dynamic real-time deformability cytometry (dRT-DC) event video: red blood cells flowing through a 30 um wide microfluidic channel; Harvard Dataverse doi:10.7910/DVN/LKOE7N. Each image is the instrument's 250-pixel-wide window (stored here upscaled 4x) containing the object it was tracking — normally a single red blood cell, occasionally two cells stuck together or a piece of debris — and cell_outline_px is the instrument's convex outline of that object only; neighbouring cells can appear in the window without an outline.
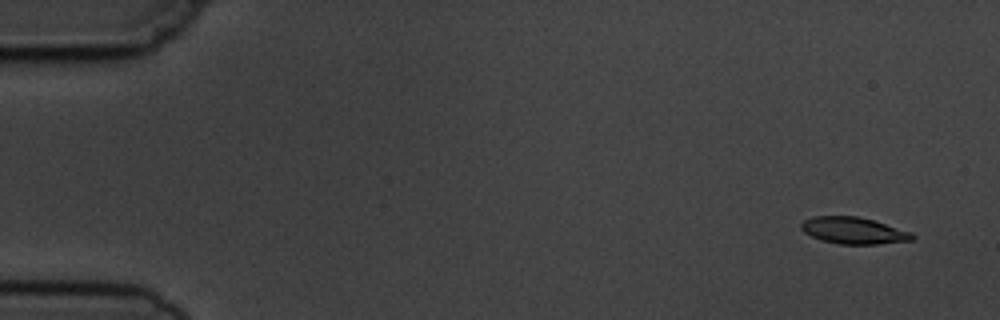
{"species": "common noctule bat (a hibernating species)", "species_latin": "Nyctalus noctula", "temperature_condition": "cold", "stored_images_in_passage": 5, "camera_frame_rate_fps": 3000, "um_per_image_px": 0.085, "animal": {"sex": "male", "body_mass_g": 19.5, "forearm_length_mm": 54.6}, "frame": {"image": 1, "passage_image": 1, "time_ms": 0.0, "image_size_px": [1000, 320], "cell_outline_px": [[916, 236], [912, 240], [876, 244], [840, 244], [820, 240], [804, 232], [800, 228], [800, 224], [804, 220], [812, 216], [856, 216], [872, 220], [912, 232]], "centroid_in_image_um": [72.53, 19.6], "position_along_channel_um": 12.5, "area_um2": 17.22}}
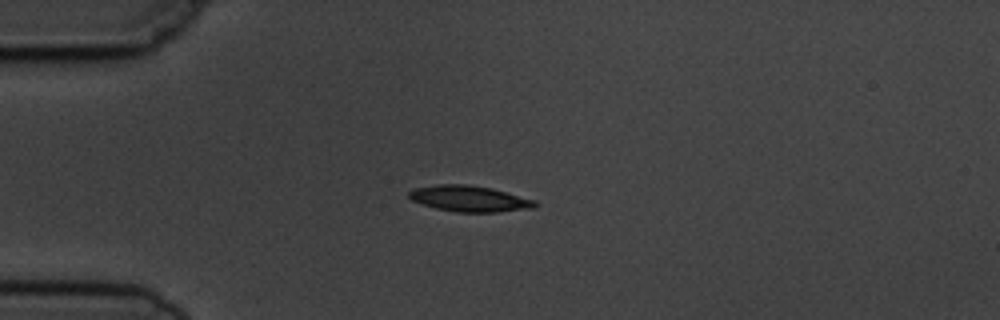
{"frame": {"image": 2, "passage_image": 4, "time_ms": 3.667, "image_size_px": [1000, 320], "cell_outline_px": [[536, 208], [496, 212], [456, 212], [436, 208], [412, 200], [408, 196], [408, 192], [416, 188], [436, 184], [468, 184], [492, 188], [536, 200]], "centroid_in_image_um": [39.93, 16.88], "position_along_channel_um": 45.1, "area_um2": 19.07}}